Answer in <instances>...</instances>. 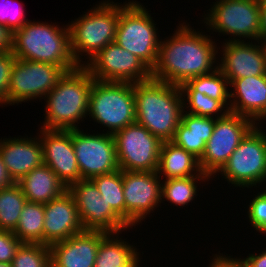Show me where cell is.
Segmentation results:
<instances>
[{"label":"cell","instance_id":"cell-1","mask_svg":"<svg viewBox=\"0 0 266 267\" xmlns=\"http://www.w3.org/2000/svg\"><path fill=\"white\" fill-rule=\"evenodd\" d=\"M169 37L161 39L152 78L180 86L189 79L211 74L218 68V40L185 21ZM206 35H205V34ZM219 55V56H218Z\"/></svg>","mask_w":266,"mask_h":267},{"label":"cell","instance_id":"cell-2","mask_svg":"<svg viewBox=\"0 0 266 267\" xmlns=\"http://www.w3.org/2000/svg\"><path fill=\"white\" fill-rule=\"evenodd\" d=\"M134 96L136 122L162 142L172 141L183 112L180 87L151 78L134 83Z\"/></svg>","mask_w":266,"mask_h":267},{"label":"cell","instance_id":"cell-3","mask_svg":"<svg viewBox=\"0 0 266 267\" xmlns=\"http://www.w3.org/2000/svg\"><path fill=\"white\" fill-rule=\"evenodd\" d=\"M93 81V77L84 66L65 72L44 98L45 117L40 128L80 129V123L88 117L89 96Z\"/></svg>","mask_w":266,"mask_h":267},{"label":"cell","instance_id":"cell-4","mask_svg":"<svg viewBox=\"0 0 266 267\" xmlns=\"http://www.w3.org/2000/svg\"><path fill=\"white\" fill-rule=\"evenodd\" d=\"M12 53L21 60L51 63L66 72L78 67L70 49L68 24L29 21L13 32Z\"/></svg>","mask_w":266,"mask_h":267},{"label":"cell","instance_id":"cell-5","mask_svg":"<svg viewBox=\"0 0 266 267\" xmlns=\"http://www.w3.org/2000/svg\"><path fill=\"white\" fill-rule=\"evenodd\" d=\"M84 13L68 22L70 49L78 66H84L106 45L115 42L120 3L102 0Z\"/></svg>","mask_w":266,"mask_h":267},{"label":"cell","instance_id":"cell-6","mask_svg":"<svg viewBox=\"0 0 266 267\" xmlns=\"http://www.w3.org/2000/svg\"><path fill=\"white\" fill-rule=\"evenodd\" d=\"M88 116L114 135L136 122L134 83L94 80L89 96ZM108 128V130H107Z\"/></svg>","mask_w":266,"mask_h":267},{"label":"cell","instance_id":"cell-7","mask_svg":"<svg viewBox=\"0 0 266 267\" xmlns=\"http://www.w3.org/2000/svg\"><path fill=\"white\" fill-rule=\"evenodd\" d=\"M151 16L140 1L121 2L115 42L152 70L157 63L161 39Z\"/></svg>","mask_w":266,"mask_h":267},{"label":"cell","instance_id":"cell-8","mask_svg":"<svg viewBox=\"0 0 266 267\" xmlns=\"http://www.w3.org/2000/svg\"><path fill=\"white\" fill-rule=\"evenodd\" d=\"M215 1L201 20L208 32L212 30L209 34L230 35L229 40L224 38L225 42L258 41L261 36L260 0Z\"/></svg>","mask_w":266,"mask_h":267},{"label":"cell","instance_id":"cell-9","mask_svg":"<svg viewBox=\"0 0 266 267\" xmlns=\"http://www.w3.org/2000/svg\"><path fill=\"white\" fill-rule=\"evenodd\" d=\"M241 189L256 188L266 182V131L255 125L241 140L227 163L216 174Z\"/></svg>","mask_w":266,"mask_h":267},{"label":"cell","instance_id":"cell-10","mask_svg":"<svg viewBox=\"0 0 266 267\" xmlns=\"http://www.w3.org/2000/svg\"><path fill=\"white\" fill-rule=\"evenodd\" d=\"M61 66L16 58L10 76L8 105L42 100L65 74Z\"/></svg>","mask_w":266,"mask_h":267},{"label":"cell","instance_id":"cell-11","mask_svg":"<svg viewBox=\"0 0 266 267\" xmlns=\"http://www.w3.org/2000/svg\"><path fill=\"white\" fill-rule=\"evenodd\" d=\"M119 169L155 172L158 169L162 141L135 122L114 135Z\"/></svg>","mask_w":266,"mask_h":267},{"label":"cell","instance_id":"cell-12","mask_svg":"<svg viewBox=\"0 0 266 267\" xmlns=\"http://www.w3.org/2000/svg\"><path fill=\"white\" fill-rule=\"evenodd\" d=\"M256 124L249 118L228 112L224 117L217 118L211 138L199 164L203 173L212 180L227 163L241 140Z\"/></svg>","mask_w":266,"mask_h":267},{"label":"cell","instance_id":"cell-13","mask_svg":"<svg viewBox=\"0 0 266 267\" xmlns=\"http://www.w3.org/2000/svg\"><path fill=\"white\" fill-rule=\"evenodd\" d=\"M84 67L94 80L103 82L138 83L152 78V70L116 42L106 45Z\"/></svg>","mask_w":266,"mask_h":267},{"label":"cell","instance_id":"cell-14","mask_svg":"<svg viewBox=\"0 0 266 267\" xmlns=\"http://www.w3.org/2000/svg\"><path fill=\"white\" fill-rule=\"evenodd\" d=\"M75 200L84 231L124 232L131 227L104 201L90 179H81L67 189Z\"/></svg>","mask_w":266,"mask_h":267},{"label":"cell","instance_id":"cell-15","mask_svg":"<svg viewBox=\"0 0 266 267\" xmlns=\"http://www.w3.org/2000/svg\"><path fill=\"white\" fill-rule=\"evenodd\" d=\"M92 134L82 128L72 130V144L77 159L80 180L119 169L114 137L105 132Z\"/></svg>","mask_w":266,"mask_h":267},{"label":"cell","instance_id":"cell-16","mask_svg":"<svg viewBox=\"0 0 266 267\" xmlns=\"http://www.w3.org/2000/svg\"><path fill=\"white\" fill-rule=\"evenodd\" d=\"M122 182L125 222L133 229L164 203L161 202L162 179L157 171H122Z\"/></svg>","mask_w":266,"mask_h":267},{"label":"cell","instance_id":"cell-17","mask_svg":"<svg viewBox=\"0 0 266 267\" xmlns=\"http://www.w3.org/2000/svg\"><path fill=\"white\" fill-rule=\"evenodd\" d=\"M43 163L50 167L68 188L80 180V172L72 144V130L38 128Z\"/></svg>","mask_w":266,"mask_h":267},{"label":"cell","instance_id":"cell-18","mask_svg":"<svg viewBox=\"0 0 266 267\" xmlns=\"http://www.w3.org/2000/svg\"><path fill=\"white\" fill-rule=\"evenodd\" d=\"M218 50L222 54L218 58V69L229 82L266 74V61L258 41H227L219 45Z\"/></svg>","mask_w":266,"mask_h":267},{"label":"cell","instance_id":"cell-19","mask_svg":"<svg viewBox=\"0 0 266 267\" xmlns=\"http://www.w3.org/2000/svg\"><path fill=\"white\" fill-rule=\"evenodd\" d=\"M44 210L43 244L50 246L84 231L75 200L68 190L44 204Z\"/></svg>","mask_w":266,"mask_h":267},{"label":"cell","instance_id":"cell-20","mask_svg":"<svg viewBox=\"0 0 266 267\" xmlns=\"http://www.w3.org/2000/svg\"><path fill=\"white\" fill-rule=\"evenodd\" d=\"M108 233L83 231L51 244V267H94L101 240Z\"/></svg>","mask_w":266,"mask_h":267},{"label":"cell","instance_id":"cell-21","mask_svg":"<svg viewBox=\"0 0 266 267\" xmlns=\"http://www.w3.org/2000/svg\"><path fill=\"white\" fill-rule=\"evenodd\" d=\"M229 86L231 88L230 112L247 117L256 125L264 123L266 121V74L234 79L229 82Z\"/></svg>","mask_w":266,"mask_h":267},{"label":"cell","instance_id":"cell-22","mask_svg":"<svg viewBox=\"0 0 266 267\" xmlns=\"http://www.w3.org/2000/svg\"><path fill=\"white\" fill-rule=\"evenodd\" d=\"M0 156L10 177L17 183L31 170L43 164L39 136H17L0 139Z\"/></svg>","mask_w":266,"mask_h":267},{"label":"cell","instance_id":"cell-23","mask_svg":"<svg viewBox=\"0 0 266 267\" xmlns=\"http://www.w3.org/2000/svg\"><path fill=\"white\" fill-rule=\"evenodd\" d=\"M215 122L216 118L182 112L181 122L172 142L200 160L213 133Z\"/></svg>","mask_w":266,"mask_h":267},{"label":"cell","instance_id":"cell-24","mask_svg":"<svg viewBox=\"0 0 266 267\" xmlns=\"http://www.w3.org/2000/svg\"><path fill=\"white\" fill-rule=\"evenodd\" d=\"M17 184L27 201L42 204L49 203L68 189L53 170L44 163L31 170Z\"/></svg>","mask_w":266,"mask_h":267},{"label":"cell","instance_id":"cell-25","mask_svg":"<svg viewBox=\"0 0 266 267\" xmlns=\"http://www.w3.org/2000/svg\"><path fill=\"white\" fill-rule=\"evenodd\" d=\"M157 173L162 180L208 176L202 172L198 158L172 141L162 142Z\"/></svg>","mask_w":266,"mask_h":267},{"label":"cell","instance_id":"cell-26","mask_svg":"<svg viewBox=\"0 0 266 267\" xmlns=\"http://www.w3.org/2000/svg\"><path fill=\"white\" fill-rule=\"evenodd\" d=\"M120 234L108 233L101 240L94 267H136L142 261L138 248Z\"/></svg>","mask_w":266,"mask_h":267},{"label":"cell","instance_id":"cell-27","mask_svg":"<svg viewBox=\"0 0 266 267\" xmlns=\"http://www.w3.org/2000/svg\"><path fill=\"white\" fill-rule=\"evenodd\" d=\"M181 92H200L219 101L230 112V86L228 79L217 68L211 74L189 79L180 86Z\"/></svg>","mask_w":266,"mask_h":267},{"label":"cell","instance_id":"cell-28","mask_svg":"<svg viewBox=\"0 0 266 267\" xmlns=\"http://www.w3.org/2000/svg\"><path fill=\"white\" fill-rule=\"evenodd\" d=\"M209 180H211L209 176L164 179L161 182V202L167 201L171 206L173 204V206H180L179 208L186 207L199 195L197 194L199 192L197 189H200L198 185L202 186L201 182L204 184Z\"/></svg>","mask_w":266,"mask_h":267},{"label":"cell","instance_id":"cell-29","mask_svg":"<svg viewBox=\"0 0 266 267\" xmlns=\"http://www.w3.org/2000/svg\"><path fill=\"white\" fill-rule=\"evenodd\" d=\"M44 215V204L27 201L13 231L18 240L22 243L43 244Z\"/></svg>","mask_w":266,"mask_h":267},{"label":"cell","instance_id":"cell-30","mask_svg":"<svg viewBox=\"0 0 266 267\" xmlns=\"http://www.w3.org/2000/svg\"><path fill=\"white\" fill-rule=\"evenodd\" d=\"M26 202V197L17 183L0 190V230H15Z\"/></svg>","mask_w":266,"mask_h":267},{"label":"cell","instance_id":"cell-31","mask_svg":"<svg viewBox=\"0 0 266 267\" xmlns=\"http://www.w3.org/2000/svg\"><path fill=\"white\" fill-rule=\"evenodd\" d=\"M102 198L125 221V199L123 194L122 170L98 175L90 179Z\"/></svg>","mask_w":266,"mask_h":267},{"label":"cell","instance_id":"cell-32","mask_svg":"<svg viewBox=\"0 0 266 267\" xmlns=\"http://www.w3.org/2000/svg\"><path fill=\"white\" fill-rule=\"evenodd\" d=\"M181 93L183 98V112L216 119L224 117L229 112L219 101L200 92Z\"/></svg>","mask_w":266,"mask_h":267},{"label":"cell","instance_id":"cell-33","mask_svg":"<svg viewBox=\"0 0 266 267\" xmlns=\"http://www.w3.org/2000/svg\"><path fill=\"white\" fill-rule=\"evenodd\" d=\"M11 264L12 267H51L50 247L41 243H22Z\"/></svg>","mask_w":266,"mask_h":267},{"label":"cell","instance_id":"cell-34","mask_svg":"<svg viewBox=\"0 0 266 267\" xmlns=\"http://www.w3.org/2000/svg\"><path fill=\"white\" fill-rule=\"evenodd\" d=\"M26 16L23 4L20 2L2 0L0 3V24L5 25L10 31L14 32L26 24L29 21Z\"/></svg>","mask_w":266,"mask_h":267},{"label":"cell","instance_id":"cell-35","mask_svg":"<svg viewBox=\"0 0 266 267\" xmlns=\"http://www.w3.org/2000/svg\"><path fill=\"white\" fill-rule=\"evenodd\" d=\"M266 189V186H264ZM254 194L253 199L247 206V219L257 232L266 234V190Z\"/></svg>","mask_w":266,"mask_h":267},{"label":"cell","instance_id":"cell-36","mask_svg":"<svg viewBox=\"0 0 266 267\" xmlns=\"http://www.w3.org/2000/svg\"><path fill=\"white\" fill-rule=\"evenodd\" d=\"M16 57L12 51L0 53V105L5 107L8 105V89L12 66Z\"/></svg>","mask_w":266,"mask_h":267},{"label":"cell","instance_id":"cell-37","mask_svg":"<svg viewBox=\"0 0 266 267\" xmlns=\"http://www.w3.org/2000/svg\"><path fill=\"white\" fill-rule=\"evenodd\" d=\"M21 244L12 231L0 230V262L12 263Z\"/></svg>","mask_w":266,"mask_h":267},{"label":"cell","instance_id":"cell-38","mask_svg":"<svg viewBox=\"0 0 266 267\" xmlns=\"http://www.w3.org/2000/svg\"><path fill=\"white\" fill-rule=\"evenodd\" d=\"M228 254L224 255L223 253L218 252V254H213V258L209 263L208 267H241L240 261L238 257L234 258L231 256H227Z\"/></svg>","mask_w":266,"mask_h":267},{"label":"cell","instance_id":"cell-39","mask_svg":"<svg viewBox=\"0 0 266 267\" xmlns=\"http://www.w3.org/2000/svg\"><path fill=\"white\" fill-rule=\"evenodd\" d=\"M241 267H266V250L261 253H249L245 258H239Z\"/></svg>","mask_w":266,"mask_h":267},{"label":"cell","instance_id":"cell-40","mask_svg":"<svg viewBox=\"0 0 266 267\" xmlns=\"http://www.w3.org/2000/svg\"><path fill=\"white\" fill-rule=\"evenodd\" d=\"M13 32L0 24V53L12 51Z\"/></svg>","mask_w":266,"mask_h":267},{"label":"cell","instance_id":"cell-41","mask_svg":"<svg viewBox=\"0 0 266 267\" xmlns=\"http://www.w3.org/2000/svg\"><path fill=\"white\" fill-rule=\"evenodd\" d=\"M15 182L10 177L7 168L0 156V190L12 186Z\"/></svg>","mask_w":266,"mask_h":267},{"label":"cell","instance_id":"cell-42","mask_svg":"<svg viewBox=\"0 0 266 267\" xmlns=\"http://www.w3.org/2000/svg\"><path fill=\"white\" fill-rule=\"evenodd\" d=\"M260 19L261 27H266V2L264 0H260Z\"/></svg>","mask_w":266,"mask_h":267},{"label":"cell","instance_id":"cell-43","mask_svg":"<svg viewBox=\"0 0 266 267\" xmlns=\"http://www.w3.org/2000/svg\"><path fill=\"white\" fill-rule=\"evenodd\" d=\"M258 41H266V27H261V36Z\"/></svg>","mask_w":266,"mask_h":267},{"label":"cell","instance_id":"cell-44","mask_svg":"<svg viewBox=\"0 0 266 267\" xmlns=\"http://www.w3.org/2000/svg\"><path fill=\"white\" fill-rule=\"evenodd\" d=\"M266 61V41H258Z\"/></svg>","mask_w":266,"mask_h":267},{"label":"cell","instance_id":"cell-45","mask_svg":"<svg viewBox=\"0 0 266 267\" xmlns=\"http://www.w3.org/2000/svg\"><path fill=\"white\" fill-rule=\"evenodd\" d=\"M0 267H12V264L0 262Z\"/></svg>","mask_w":266,"mask_h":267}]
</instances>
